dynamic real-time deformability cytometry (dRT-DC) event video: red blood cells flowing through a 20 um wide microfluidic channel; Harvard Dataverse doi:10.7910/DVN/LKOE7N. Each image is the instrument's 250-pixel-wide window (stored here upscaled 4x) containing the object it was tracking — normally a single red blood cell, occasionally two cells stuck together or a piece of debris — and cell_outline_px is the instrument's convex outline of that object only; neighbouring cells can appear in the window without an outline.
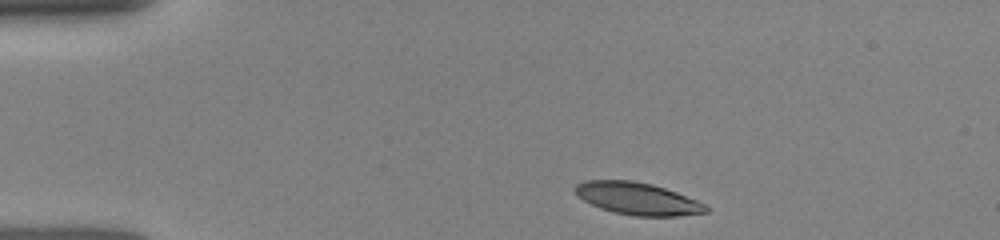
{"species": "human", "species_latin": "Homo sapiens", "temperature_condition": "room temperature", "stored_images_in_passage": 27, "camera_frame_rate_fps": 3000, "um_per_image_px": 0.085, "donor": {"sex": "female"}, "frame": {"image": 1, "passage_image": 1, "time_ms": 0.0, "image_size_px": [1000, 240], "cell_outline_px": [[708, 212], [676, 216], [632, 216], [612, 212], [600, 208], [576, 196], [572, 188], [576, 184], [584, 180], [632, 180], [652, 184], [676, 192], [696, 200], [704, 204], [708, 208]], "centroid_in_image_um": [54.13, 16.88], "position_along_channel_um": 30.9, "area_um2": 24.68}}
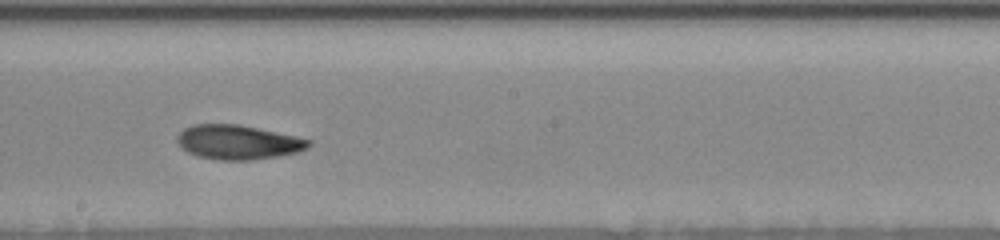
{"frame": {"image": 2, "passage_image": 11, "time_ms": 6.333, "image_size_px": [1000, 240], "cell_outline_px": [[312, 144], [308, 148], [300, 152], [252, 160], [216, 160], [196, 156], [180, 148], [176, 140], [176, 136], [184, 128], [192, 124], [240, 124], [296, 136], [312, 140]], "centroid_in_image_um": [20.22, 12.09], "position_along_channel_um": 228.0, "area_um2": 26.7}}
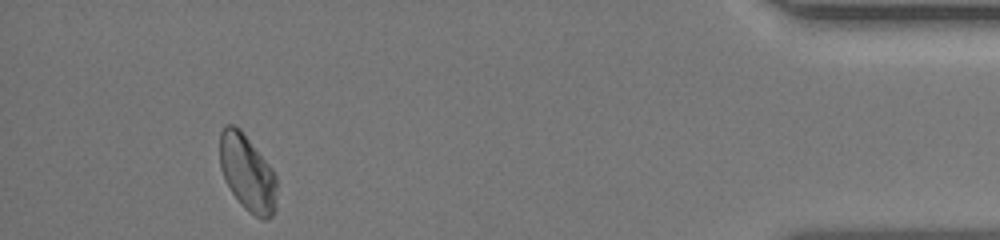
{"frame": {"image": 3, "passage_image": 24, "time_ms": 12.333, "image_size_px": [1000, 240], "cell_outline_px": [[276, 208], [272, 216], [264, 220], [260, 220], [248, 212], [240, 204], [224, 180], [220, 168], [220, 132], [228, 124], [232, 124], [240, 128], [272, 168], [276, 176]], "centroid_in_image_um": [21.03, 14.73], "position_along_channel_um": 414.2, "area_um2": 25.61}}